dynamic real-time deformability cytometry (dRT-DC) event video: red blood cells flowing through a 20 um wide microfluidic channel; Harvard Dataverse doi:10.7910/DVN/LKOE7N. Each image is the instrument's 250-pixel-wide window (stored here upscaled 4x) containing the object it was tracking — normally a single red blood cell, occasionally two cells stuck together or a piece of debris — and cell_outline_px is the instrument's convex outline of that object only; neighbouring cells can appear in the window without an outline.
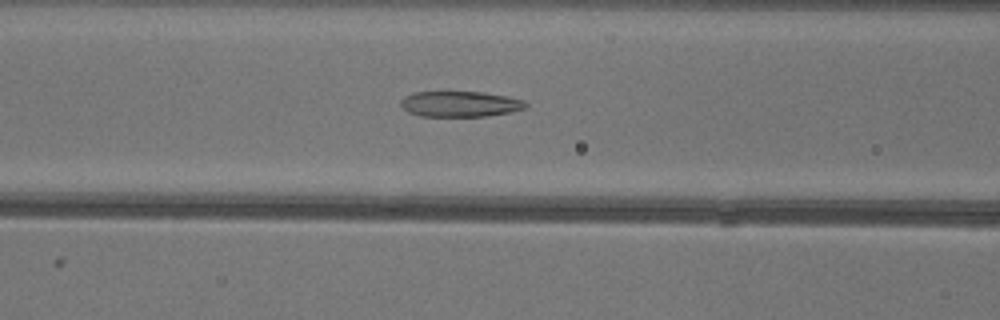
{"species": "common noctule bat (a hibernating species)", "species_latin": "Nyctalus noctula", "temperature_condition": "warm", "stored_images_in_passage": 25, "camera_frame_rate_fps": 3000, "um_per_image_px": 0.085, "animal": {"sex": "female"}, "frame": {"image": 1, "passage_image": 17, "time_ms": 5.333, "image_size_px": [1000, 320], "cell_outline_px": [[528, 108], [512, 112], [488, 116], [420, 116], [408, 112], [400, 104], [400, 100], [404, 96], [412, 92], [484, 92], [508, 96], [524, 100], [528, 104]], "centroid_in_image_um": [39.14, 8.84], "position_along_channel_um": 127.5, "area_um2": 18.9}}
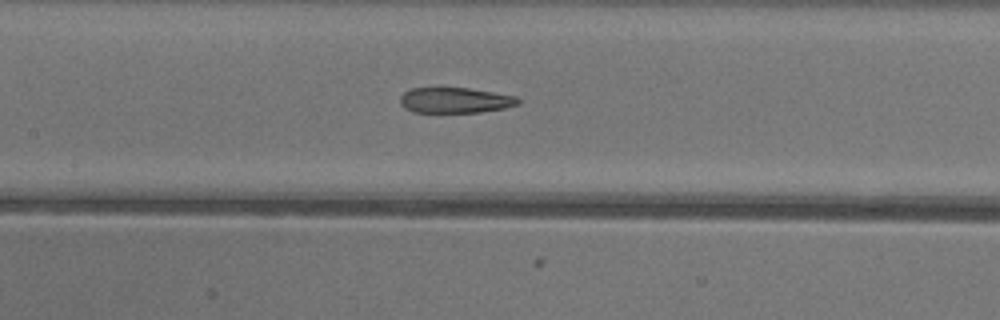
{"frame": {"image": 2, "passage_image": 20, "time_ms": 6.333, "image_size_px": [1000, 320], "cell_outline_px": [[520, 104], [504, 108], [480, 112], [412, 112], [404, 108], [400, 104], [400, 96], [404, 92], [412, 88], [468, 88], [516, 96], [520, 100]], "centroid_in_image_um": [38.67, 8.52], "position_along_channel_um": 168.7, "area_um2": 17.51}}
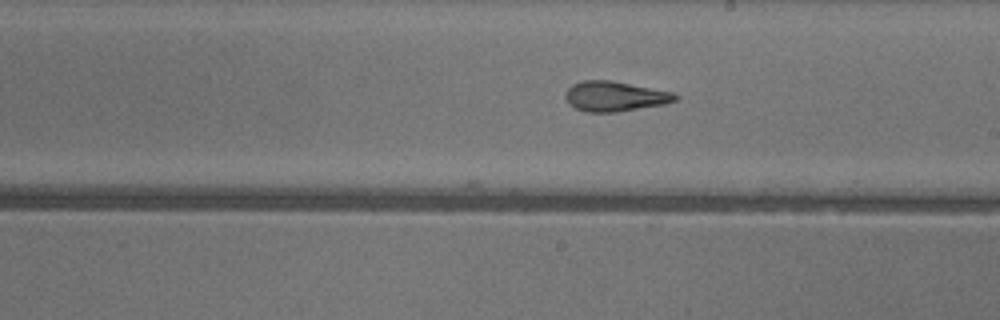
{"frame": {"image": 3, "passage_image": 25, "time_ms": 8.0, "image_size_px": [1000, 320], "cell_outline_px": [[680, 96], [676, 100], [664, 104], [616, 112], [584, 112], [576, 108], [564, 96], [564, 92], [572, 84], [584, 80], [612, 80], [672, 92]], "centroid_in_image_um": [52.26, 8.18], "position_along_channel_um": 236.7, "area_um2": 19.13}}